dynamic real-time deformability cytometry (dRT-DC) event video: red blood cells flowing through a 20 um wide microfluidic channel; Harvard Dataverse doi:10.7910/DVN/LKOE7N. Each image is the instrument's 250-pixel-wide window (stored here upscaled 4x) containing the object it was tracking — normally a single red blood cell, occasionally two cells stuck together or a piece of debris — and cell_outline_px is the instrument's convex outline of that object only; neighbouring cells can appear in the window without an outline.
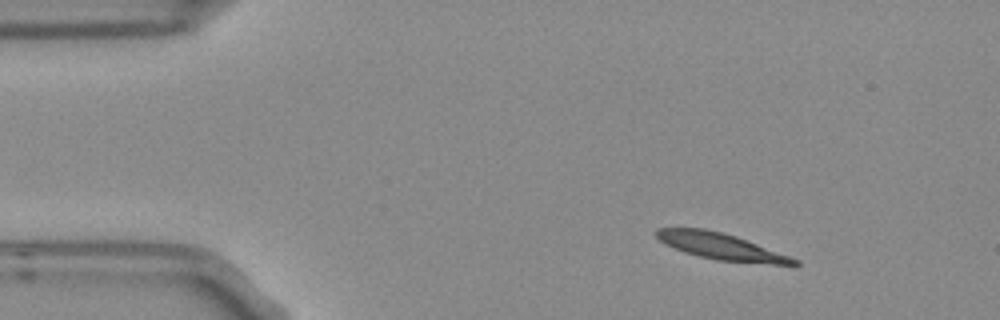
{"species": "Egyptian fruit bat (a non-hibernating species)", "species_latin": "Rousettus aegyptiacus", "temperature_condition": "room temperature", "stored_images_in_passage": 3, "camera_frame_rate_fps": 3000, "um_per_image_px": 0.085, "frame": {"image": 1, "passage_image": 1, "time_ms": 0.0, "image_size_px": [1000, 320], "cell_outline_px": [[800, 264], [796, 268], [716, 260], [684, 252], [664, 244], [652, 232], [656, 228], [704, 228], [736, 236], [800, 260]], "centroid_in_image_um": [61.41, 21.0], "position_along_channel_um": 23.6, "area_um2": 21.91}}